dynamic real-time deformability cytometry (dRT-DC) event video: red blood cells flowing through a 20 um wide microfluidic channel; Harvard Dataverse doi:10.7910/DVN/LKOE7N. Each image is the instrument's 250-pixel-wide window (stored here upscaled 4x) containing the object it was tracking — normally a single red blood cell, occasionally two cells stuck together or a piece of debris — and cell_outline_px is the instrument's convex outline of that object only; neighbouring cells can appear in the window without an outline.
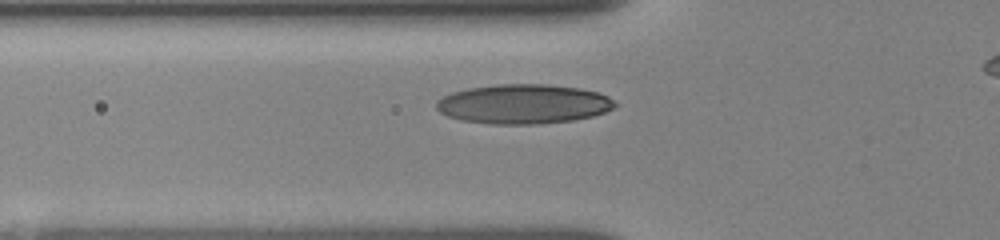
{"species": "human", "species_latin": "Homo sapiens", "temperature_condition": "room temperature", "stored_images_in_passage": 33, "camera_frame_rate_fps": 3000, "um_per_image_px": 0.085, "donor": {"sex": "female"}, "frame": {"image": 1, "passage_image": 9, "time_ms": 3.667, "image_size_px": [1000, 240], "cell_outline_px": [[616, 104], [612, 108], [604, 112], [592, 116], [572, 120], [536, 124], [492, 124], [464, 120], [448, 116], [440, 112], [436, 108], [436, 100], [452, 92], [468, 88], [496, 84], [548, 84], [580, 88], [596, 92], [608, 96]], "centroid_in_image_um": [44.47, 8.83], "position_along_channel_um": 81.3, "area_um2": 40.92}}
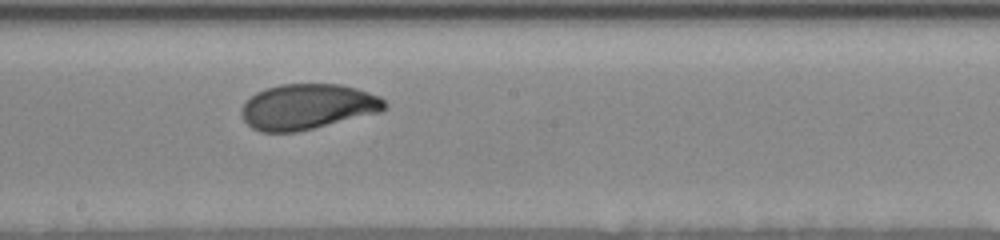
{"frame": {"image": 2, "passage_image": 18, "time_ms": 7.333, "image_size_px": [1000, 240], "cell_outline_px": [[388, 108], [380, 112], [296, 132], [260, 132], [252, 128], [240, 116], [240, 108], [256, 92], [264, 88], [280, 84], [340, 84], [356, 88], [380, 96], [388, 104]], "centroid_in_image_um": [26.13, 9.06], "position_along_channel_um": 222.1, "area_um2": 38.03}}
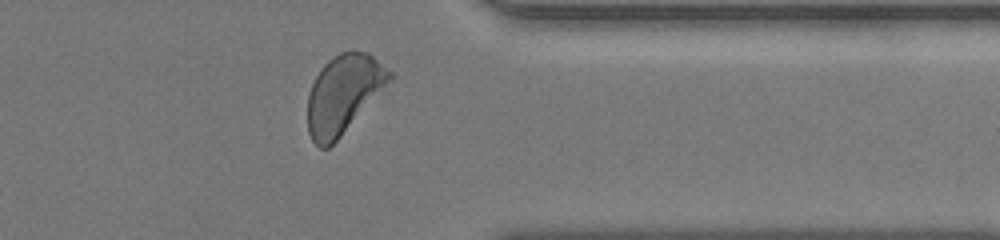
{"frame": {"image": 3, "passage_image": 29, "time_ms": 11.667, "image_size_px": [1000, 240], "cell_outline_px": [[392, 80], [340, 136], [328, 148], [320, 148], [312, 140], [308, 132], [308, 96], [312, 84], [320, 68], [332, 56], [340, 52], [352, 48], [368, 52], [392, 72]], "centroid_in_image_um": [29.19, 7.94], "position_along_channel_um": 382.2, "area_um2": 37.34}}